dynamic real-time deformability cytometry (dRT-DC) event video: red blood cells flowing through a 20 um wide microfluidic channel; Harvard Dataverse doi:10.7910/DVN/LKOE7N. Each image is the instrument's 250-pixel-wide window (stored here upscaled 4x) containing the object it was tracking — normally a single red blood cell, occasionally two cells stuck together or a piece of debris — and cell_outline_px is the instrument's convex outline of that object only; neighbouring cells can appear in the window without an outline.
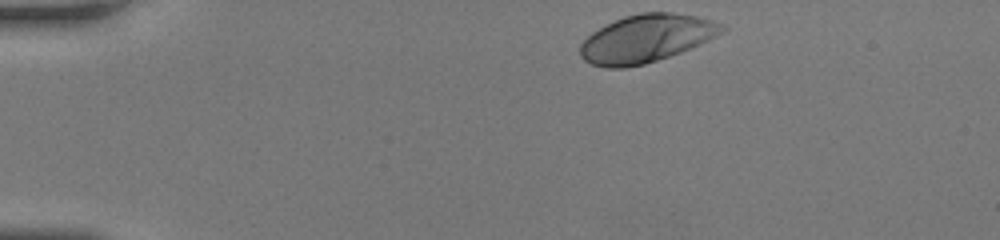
{"species": "human", "species_latin": "Homo sapiens", "temperature_condition": "room temperature", "stored_images_in_passage": 35, "camera_frame_rate_fps": 3000, "um_per_image_px": 0.085, "donor": {"sex": "female"}, "frame": {"image": 1, "passage_image": 1, "time_ms": 0.0, "image_size_px": [1000, 240], "cell_outline_px": [[728, 28], [724, 32], [700, 44], [680, 52], [644, 64], [624, 68], [604, 68], [592, 64], [584, 60], [580, 56], [580, 44], [592, 32], [624, 16], [640, 12], [668, 12], [696, 16], [712, 20]], "centroid_in_image_um": [54.93, 3.28], "position_along_channel_um": 30.1, "area_um2": 39.25}}
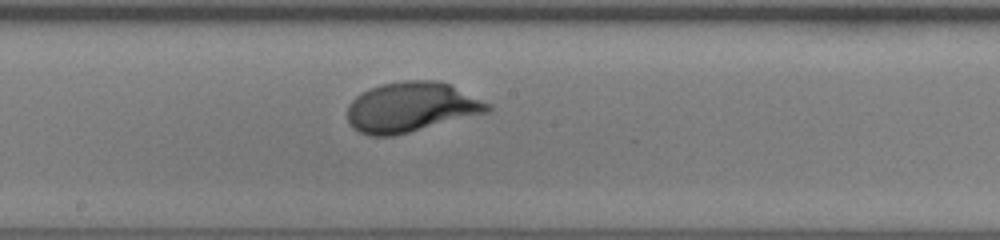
{"frame": {"image": 2, "passage_image": 20, "time_ms": 6.333, "image_size_px": [1000, 240], "cell_outline_px": [[492, 108], [488, 112], [392, 136], [368, 136], [352, 128], [348, 124], [348, 104], [356, 96], [368, 88], [380, 84], [404, 80], [436, 80], [448, 84], [492, 104]], "centroid_in_image_um": [34.91, 9.1], "position_along_channel_um": 213.3, "area_um2": 40.75}}
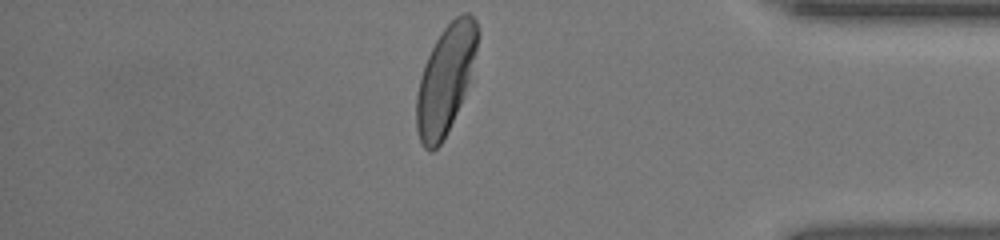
{"frame": {"image": 3, "passage_image": 35, "time_ms": 11.333, "image_size_px": [1000, 240], "cell_outline_px": [[480, 32], [468, 80], [460, 104], [440, 144], [432, 152], [428, 152], [424, 148], [420, 140], [416, 128], [416, 96], [420, 76], [424, 64], [436, 40], [444, 28], [456, 16], [464, 12], [468, 12], [476, 20]], "centroid_in_image_um": [37.84, 6.73], "position_along_channel_um": 397.4, "area_um2": 37.69}, "authors_computed_cell_mechanics": {"area_um2": 39.304, "velocity_mm_per_s": 4.1704, "shape_relaxation_time_tau1_ms": 2.289, "shape_relaxation_time_tau2_ms": null, "deformation_change_tau1": 0.1556, "deformation_change_tau2": null}}